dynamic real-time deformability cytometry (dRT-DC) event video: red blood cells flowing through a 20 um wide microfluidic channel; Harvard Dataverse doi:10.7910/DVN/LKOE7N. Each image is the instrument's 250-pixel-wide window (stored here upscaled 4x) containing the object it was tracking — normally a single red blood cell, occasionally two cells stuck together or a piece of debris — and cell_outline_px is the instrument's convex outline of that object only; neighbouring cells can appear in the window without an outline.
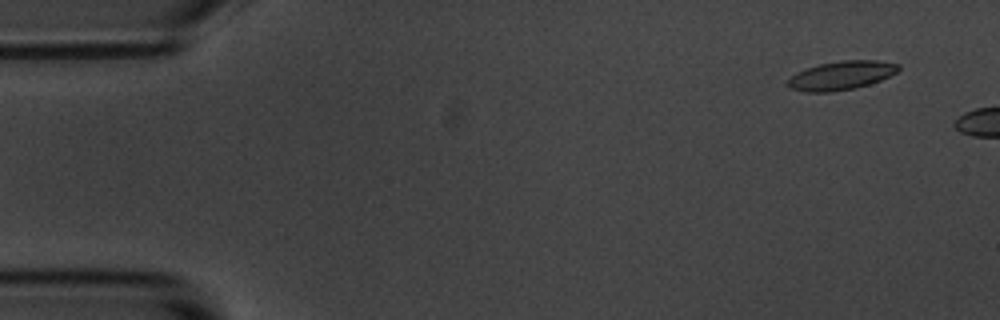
{"species": "common noctule bat (a hibernating species)", "species_latin": "Nyctalus noctula", "temperature_condition": "room temperature", "stored_images_in_passage": 5, "camera_frame_rate_fps": 3000, "um_per_image_px": 0.085, "animal": {"sex": "male", "body_mass_g": 20.1, "forearm_length_mm": 53.5}, "frame": {"image": 1, "passage_image": 1, "time_ms": 0.0, "image_size_px": [1000, 320], "cell_outline_px": [[900, 68], [896, 72], [880, 80], [856, 88], [828, 92], [804, 92], [788, 88], [788, 80], [796, 72], [820, 64], [840, 60], [876, 60], [900, 64]], "centroid_in_image_um": [71.5, 6.41], "position_along_channel_um": 13.5, "area_um2": 18.44}}